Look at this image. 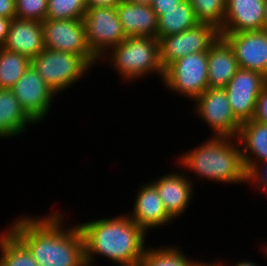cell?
Wrapping results in <instances>:
<instances>
[{"label": "cell", "mask_w": 267, "mask_h": 266, "mask_svg": "<svg viewBox=\"0 0 267 266\" xmlns=\"http://www.w3.org/2000/svg\"><path fill=\"white\" fill-rule=\"evenodd\" d=\"M36 124L24 111L10 89H0V138L18 136Z\"/></svg>", "instance_id": "20"}, {"label": "cell", "mask_w": 267, "mask_h": 266, "mask_svg": "<svg viewBox=\"0 0 267 266\" xmlns=\"http://www.w3.org/2000/svg\"><path fill=\"white\" fill-rule=\"evenodd\" d=\"M42 33L45 48L80 55L91 67L99 64L88 46L83 19H45Z\"/></svg>", "instance_id": "7"}, {"label": "cell", "mask_w": 267, "mask_h": 266, "mask_svg": "<svg viewBox=\"0 0 267 266\" xmlns=\"http://www.w3.org/2000/svg\"><path fill=\"white\" fill-rule=\"evenodd\" d=\"M125 1L135 4H144V5H151L152 2V0H125Z\"/></svg>", "instance_id": "37"}, {"label": "cell", "mask_w": 267, "mask_h": 266, "mask_svg": "<svg viewBox=\"0 0 267 266\" xmlns=\"http://www.w3.org/2000/svg\"><path fill=\"white\" fill-rule=\"evenodd\" d=\"M0 17L7 19L16 18L15 0H0Z\"/></svg>", "instance_id": "31"}, {"label": "cell", "mask_w": 267, "mask_h": 266, "mask_svg": "<svg viewBox=\"0 0 267 266\" xmlns=\"http://www.w3.org/2000/svg\"><path fill=\"white\" fill-rule=\"evenodd\" d=\"M48 0H15L17 19L43 22L47 14Z\"/></svg>", "instance_id": "28"}, {"label": "cell", "mask_w": 267, "mask_h": 266, "mask_svg": "<svg viewBox=\"0 0 267 266\" xmlns=\"http://www.w3.org/2000/svg\"><path fill=\"white\" fill-rule=\"evenodd\" d=\"M264 29L267 30V0H265V8H264Z\"/></svg>", "instance_id": "38"}, {"label": "cell", "mask_w": 267, "mask_h": 266, "mask_svg": "<svg viewBox=\"0 0 267 266\" xmlns=\"http://www.w3.org/2000/svg\"><path fill=\"white\" fill-rule=\"evenodd\" d=\"M50 213L44 217L20 216L8 229L28 248L39 266H87L84 240L77 224L64 225L66 212Z\"/></svg>", "instance_id": "1"}, {"label": "cell", "mask_w": 267, "mask_h": 266, "mask_svg": "<svg viewBox=\"0 0 267 266\" xmlns=\"http://www.w3.org/2000/svg\"><path fill=\"white\" fill-rule=\"evenodd\" d=\"M122 0H85L87 8L90 7H116Z\"/></svg>", "instance_id": "33"}, {"label": "cell", "mask_w": 267, "mask_h": 266, "mask_svg": "<svg viewBox=\"0 0 267 266\" xmlns=\"http://www.w3.org/2000/svg\"><path fill=\"white\" fill-rule=\"evenodd\" d=\"M11 20L12 19L0 17V48L3 47L6 41Z\"/></svg>", "instance_id": "34"}, {"label": "cell", "mask_w": 267, "mask_h": 266, "mask_svg": "<svg viewBox=\"0 0 267 266\" xmlns=\"http://www.w3.org/2000/svg\"><path fill=\"white\" fill-rule=\"evenodd\" d=\"M158 17L157 39L179 34L198 24L194 10L188 0L171 10H154Z\"/></svg>", "instance_id": "22"}, {"label": "cell", "mask_w": 267, "mask_h": 266, "mask_svg": "<svg viewBox=\"0 0 267 266\" xmlns=\"http://www.w3.org/2000/svg\"><path fill=\"white\" fill-rule=\"evenodd\" d=\"M31 65L24 54L0 48V89H11Z\"/></svg>", "instance_id": "25"}, {"label": "cell", "mask_w": 267, "mask_h": 266, "mask_svg": "<svg viewBox=\"0 0 267 266\" xmlns=\"http://www.w3.org/2000/svg\"><path fill=\"white\" fill-rule=\"evenodd\" d=\"M200 146L181 154L177 164L203 179L245 184V166L236 137L210 136ZM234 140V141H233Z\"/></svg>", "instance_id": "3"}, {"label": "cell", "mask_w": 267, "mask_h": 266, "mask_svg": "<svg viewBox=\"0 0 267 266\" xmlns=\"http://www.w3.org/2000/svg\"><path fill=\"white\" fill-rule=\"evenodd\" d=\"M267 85V77L253 70L239 68L224 88L236 119L242 124L253 119L256 101Z\"/></svg>", "instance_id": "12"}, {"label": "cell", "mask_w": 267, "mask_h": 266, "mask_svg": "<svg viewBox=\"0 0 267 266\" xmlns=\"http://www.w3.org/2000/svg\"><path fill=\"white\" fill-rule=\"evenodd\" d=\"M190 178L183 172L179 174L173 171L150 181L156 187L166 212L173 220L181 217L190 206L194 192V181Z\"/></svg>", "instance_id": "14"}, {"label": "cell", "mask_w": 267, "mask_h": 266, "mask_svg": "<svg viewBox=\"0 0 267 266\" xmlns=\"http://www.w3.org/2000/svg\"><path fill=\"white\" fill-rule=\"evenodd\" d=\"M183 1L185 0H152L150 6L153 10H171Z\"/></svg>", "instance_id": "32"}, {"label": "cell", "mask_w": 267, "mask_h": 266, "mask_svg": "<svg viewBox=\"0 0 267 266\" xmlns=\"http://www.w3.org/2000/svg\"><path fill=\"white\" fill-rule=\"evenodd\" d=\"M220 36L219 30L206 23H198L179 34L159 39L160 62L165 69L170 63L191 53L209 50Z\"/></svg>", "instance_id": "10"}, {"label": "cell", "mask_w": 267, "mask_h": 266, "mask_svg": "<svg viewBox=\"0 0 267 266\" xmlns=\"http://www.w3.org/2000/svg\"><path fill=\"white\" fill-rule=\"evenodd\" d=\"M139 190V191H138ZM137 190L133 211L126 214L146 233L168 225L173 219L166 212L156 187L151 183H144Z\"/></svg>", "instance_id": "15"}, {"label": "cell", "mask_w": 267, "mask_h": 266, "mask_svg": "<svg viewBox=\"0 0 267 266\" xmlns=\"http://www.w3.org/2000/svg\"><path fill=\"white\" fill-rule=\"evenodd\" d=\"M197 21L214 26L220 30L226 14V0H188Z\"/></svg>", "instance_id": "26"}, {"label": "cell", "mask_w": 267, "mask_h": 266, "mask_svg": "<svg viewBox=\"0 0 267 266\" xmlns=\"http://www.w3.org/2000/svg\"><path fill=\"white\" fill-rule=\"evenodd\" d=\"M233 48L239 68L267 77V30L219 33Z\"/></svg>", "instance_id": "13"}, {"label": "cell", "mask_w": 267, "mask_h": 266, "mask_svg": "<svg viewBox=\"0 0 267 266\" xmlns=\"http://www.w3.org/2000/svg\"><path fill=\"white\" fill-rule=\"evenodd\" d=\"M226 14L219 33L264 29L265 0H226Z\"/></svg>", "instance_id": "16"}, {"label": "cell", "mask_w": 267, "mask_h": 266, "mask_svg": "<svg viewBox=\"0 0 267 266\" xmlns=\"http://www.w3.org/2000/svg\"><path fill=\"white\" fill-rule=\"evenodd\" d=\"M225 266H227L226 263H224ZM233 266H259L256 264V262L250 261V260H241L238 263L234 264Z\"/></svg>", "instance_id": "35"}, {"label": "cell", "mask_w": 267, "mask_h": 266, "mask_svg": "<svg viewBox=\"0 0 267 266\" xmlns=\"http://www.w3.org/2000/svg\"><path fill=\"white\" fill-rule=\"evenodd\" d=\"M245 183L255 184L256 189L267 193V161L256 163H244Z\"/></svg>", "instance_id": "29"}, {"label": "cell", "mask_w": 267, "mask_h": 266, "mask_svg": "<svg viewBox=\"0 0 267 266\" xmlns=\"http://www.w3.org/2000/svg\"><path fill=\"white\" fill-rule=\"evenodd\" d=\"M197 266H225V265L220 261H219V263L213 262L211 264H210V262L207 263V262L201 261V262H198Z\"/></svg>", "instance_id": "36"}, {"label": "cell", "mask_w": 267, "mask_h": 266, "mask_svg": "<svg viewBox=\"0 0 267 266\" xmlns=\"http://www.w3.org/2000/svg\"><path fill=\"white\" fill-rule=\"evenodd\" d=\"M164 87L193 101L208 87L207 51L191 53L173 61L164 69Z\"/></svg>", "instance_id": "6"}, {"label": "cell", "mask_w": 267, "mask_h": 266, "mask_svg": "<svg viewBox=\"0 0 267 266\" xmlns=\"http://www.w3.org/2000/svg\"><path fill=\"white\" fill-rule=\"evenodd\" d=\"M165 246L159 248L147 246L139 266H197L199 261H194L192 258L190 260L180 250L181 248L175 245Z\"/></svg>", "instance_id": "24"}, {"label": "cell", "mask_w": 267, "mask_h": 266, "mask_svg": "<svg viewBox=\"0 0 267 266\" xmlns=\"http://www.w3.org/2000/svg\"><path fill=\"white\" fill-rule=\"evenodd\" d=\"M106 58L126 82L140 80L148 74H157L163 80L164 68L160 62L158 39L127 37L103 55L99 62Z\"/></svg>", "instance_id": "4"}, {"label": "cell", "mask_w": 267, "mask_h": 266, "mask_svg": "<svg viewBox=\"0 0 267 266\" xmlns=\"http://www.w3.org/2000/svg\"><path fill=\"white\" fill-rule=\"evenodd\" d=\"M264 245V248H262V250H263V254L265 255V257L267 256V242L265 243V244H263ZM267 258V257H266Z\"/></svg>", "instance_id": "39"}, {"label": "cell", "mask_w": 267, "mask_h": 266, "mask_svg": "<svg viewBox=\"0 0 267 266\" xmlns=\"http://www.w3.org/2000/svg\"><path fill=\"white\" fill-rule=\"evenodd\" d=\"M77 226L83 236L87 266H93L97 255L115 262L116 266L140 265L148 233L127 214L78 222Z\"/></svg>", "instance_id": "2"}, {"label": "cell", "mask_w": 267, "mask_h": 266, "mask_svg": "<svg viewBox=\"0 0 267 266\" xmlns=\"http://www.w3.org/2000/svg\"><path fill=\"white\" fill-rule=\"evenodd\" d=\"M236 138L243 163L267 161V124L253 119L246 121L241 124Z\"/></svg>", "instance_id": "21"}, {"label": "cell", "mask_w": 267, "mask_h": 266, "mask_svg": "<svg viewBox=\"0 0 267 266\" xmlns=\"http://www.w3.org/2000/svg\"><path fill=\"white\" fill-rule=\"evenodd\" d=\"M208 84L210 88H225L239 69L233 48L221 36L209 47Z\"/></svg>", "instance_id": "19"}, {"label": "cell", "mask_w": 267, "mask_h": 266, "mask_svg": "<svg viewBox=\"0 0 267 266\" xmlns=\"http://www.w3.org/2000/svg\"><path fill=\"white\" fill-rule=\"evenodd\" d=\"M2 266H39L28 248L8 229L0 233Z\"/></svg>", "instance_id": "23"}, {"label": "cell", "mask_w": 267, "mask_h": 266, "mask_svg": "<svg viewBox=\"0 0 267 266\" xmlns=\"http://www.w3.org/2000/svg\"><path fill=\"white\" fill-rule=\"evenodd\" d=\"M194 102V113L207 123L212 136L237 137L241 123L232 112L224 88L208 87Z\"/></svg>", "instance_id": "9"}, {"label": "cell", "mask_w": 267, "mask_h": 266, "mask_svg": "<svg viewBox=\"0 0 267 266\" xmlns=\"http://www.w3.org/2000/svg\"><path fill=\"white\" fill-rule=\"evenodd\" d=\"M31 64L56 94L67 91L91 68L80 55L47 48L33 57Z\"/></svg>", "instance_id": "5"}, {"label": "cell", "mask_w": 267, "mask_h": 266, "mask_svg": "<svg viewBox=\"0 0 267 266\" xmlns=\"http://www.w3.org/2000/svg\"><path fill=\"white\" fill-rule=\"evenodd\" d=\"M253 120L267 124V85L262 89L257 98Z\"/></svg>", "instance_id": "30"}, {"label": "cell", "mask_w": 267, "mask_h": 266, "mask_svg": "<svg viewBox=\"0 0 267 266\" xmlns=\"http://www.w3.org/2000/svg\"><path fill=\"white\" fill-rule=\"evenodd\" d=\"M86 9L85 0H48L45 19H83Z\"/></svg>", "instance_id": "27"}, {"label": "cell", "mask_w": 267, "mask_h": 266, "mask_svg": "<svg viewBox=\"0 0 267 266\" xmlns=\"http://www.w3.org/2000/svg\"><path fill=\"white\" fill-rule=\"evenodd\" d=\"M83 20L88 46L99 60L127 38L116 7L87 8Z\"/></svg>", "instance_id": "8"}, {"label": "cell", "mask_w": 267, "mask_h": 266, "mask_svg": "<svg viewBox=\"0 0 267 266\" xmlns=\"http://www.w3.org/2000/svg\"><path fill=\"white\" fill-rule=\"evenodd\" d=\"M3 48L27 55L30 59L37 56L45 49L42 23L35 20L12 19Z\"/></svg>", "instance_id": "18"}, {"label": "cell", "mask_w": 267, "mask_h": 266, "mask_svg": "<svg viewBox=\"0 0 267 266\" xmlns=\"http://www.w3.org/2000/svg\"><path fill=\"white\" fill-rule=\"evenodd\" d=\"M116 10L126 37L157 39L158 17L150 5L122 0Z\"/></svg>", "instance_id": "17"}, {"label": "cell", "mask_w": 267, "mask_h": 266, "mask_svg": "<svg viewBox=\"0 0 267 266\" xmlns=\"http://www.w3.org/2000/svg\"><path fill=\"white\" fill-rule=\"evenodd\" d=\"M27 115L36 123L42 122L51 110L56 93L31 65L10 89ZM49 111V112H48Z\"/></svg>", "instance_id": "11"}]
</instances>
